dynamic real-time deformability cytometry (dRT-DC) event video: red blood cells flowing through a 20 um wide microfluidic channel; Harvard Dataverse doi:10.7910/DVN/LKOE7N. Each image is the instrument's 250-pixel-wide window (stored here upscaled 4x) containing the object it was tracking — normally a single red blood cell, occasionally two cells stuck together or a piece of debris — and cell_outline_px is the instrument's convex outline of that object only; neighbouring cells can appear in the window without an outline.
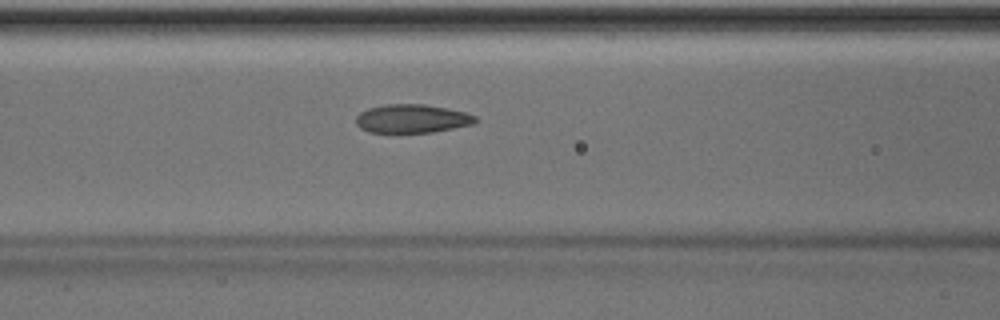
{"species": "Egyptian fruit bat (a non-hibernating species)", "species_latin": "Rousettus aegyptiacus", "temperature_condition": "room temperature", "stored_images_in_passage": 47, "camera_frame_rate_fps": 3000, "um_per_image_px": 0.085, "animal": {"sex": "male"}, "frame": {"image": 1, "passage_image": 18, "time_ms": 5.667, "image_size_px": [1000, 320], "cell_outline_px": [[480, 120], [472, 124], [432, 132], [368, 132], [360, 128], [356, 124], [356, 116], [360, 112], [368, 108], [384, 104], [424, 104], [448, 108], [464, 112], [476, 116]], "centroid_in_image_um": [35.01, 10.07], "position_along_channel_um": 131.6, "area_um2": 19.88}}
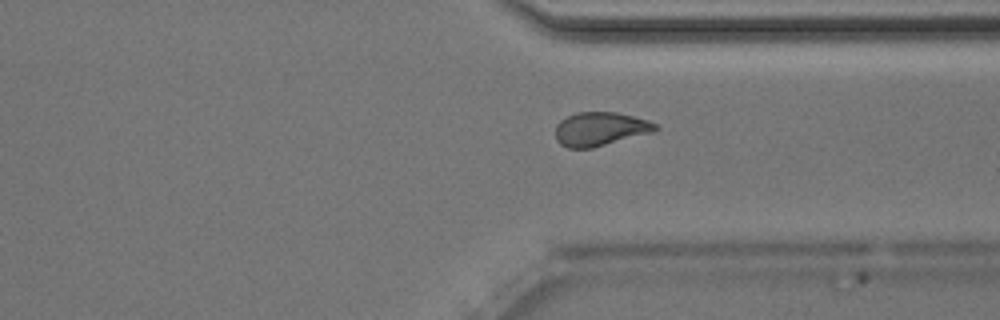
{"frame": {"image": 2, "passage_image": 35, "time_ms": 11.333, "image_size_px": [1000, 320], "cell_outline_px": [[660, 128], [652, 132], [592, 148], [568, 148], [560, 144], [556, 140], [556, 124], [560, 120], [576, 112], [616, 112], [648, 120], [656, 124]], "centroid_in_image_um": [50.99, 10.96], "position_along_channel_um": 360.4, "area_um2": 19.59}}
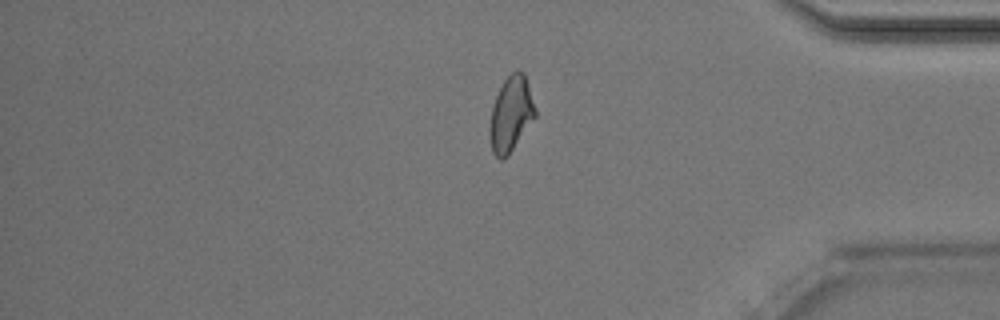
{"frame": {"image": 3, "passage_image": 39, "time_ms": 12.667, "image_size_px": [1000, 320], "cell_outline_px": [[536, 116], [508, 156], [504, 160], [500, 160], [492, 152], [488, 136], [488, 128], [492, 104], [504, 80], [516, 68], [524, 72], [536, 108]], "centroid_in_image_um": [43.41, 9.72], "position_along_channel_um": 391.8, "area_um2": 20.29}, "authors_computed_cell_mechanics": {"area_um2": 20.1722, "velocity_mm_per_s": 4.0332, "shape_relaxation_time_tau1_ms": 4.5983, "shape_relaxation_time_tau2_ms": 1.8276, "deformation_change_tau1": 0.1334, "deformation_change_tau2": 0.0708}}